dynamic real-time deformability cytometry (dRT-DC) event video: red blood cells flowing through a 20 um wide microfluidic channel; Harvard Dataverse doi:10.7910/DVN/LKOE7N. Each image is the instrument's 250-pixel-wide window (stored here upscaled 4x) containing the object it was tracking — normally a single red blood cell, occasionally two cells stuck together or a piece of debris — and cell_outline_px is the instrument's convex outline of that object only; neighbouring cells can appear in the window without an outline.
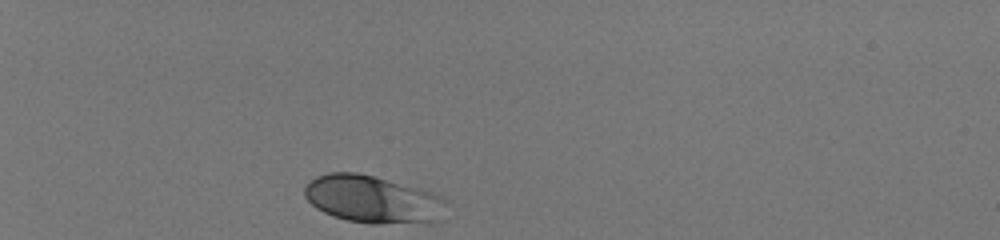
{"species": "human", "species_latin": "Homo sapiens", "temperature_condition": "room temperature", "stored_images_in_passage": 33, "camera_frame_rate_fps": 3000, "um_per_image_px": 0.085, "donor": {"sex": "male"}, "frame": {"image": 1, "passage_image": 1, "time_ms": 0.0, "image_size_px": [1000, 240], "cell_outline_px": [[444, 200], [436, 220], [380, 224], [372, 224], [348, 220], [324, 212], [316, 208], [304, 196], [304, 188], [316, 176], [328, 172], [356, 172], [420, 188]], "centroid_in_image_um": [31.54, 16.92], "position_along_channel_um": 53.5, "area_um2": 37.97}}
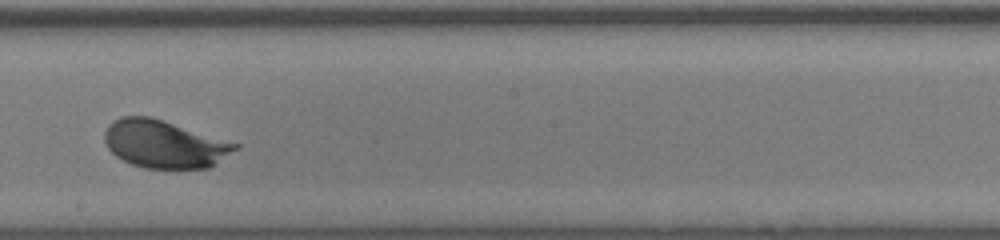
{"frame": {"image": 2, "passage_image": 19, "time_ms": 6.0, "image_size_px": [1000, 240], "cell_outline_px": [[240, 148], [208, 168], [144, 168], [132, 164], [116, 156], [108, 148], [104, 140], [104, 132], [108, 124], [120, 116], [152, 116], [240, 144]], "centroid_in_image_um": [13.97, 12.23], "position_along_channel_um": 234.2, "area_um2": 36.47}}
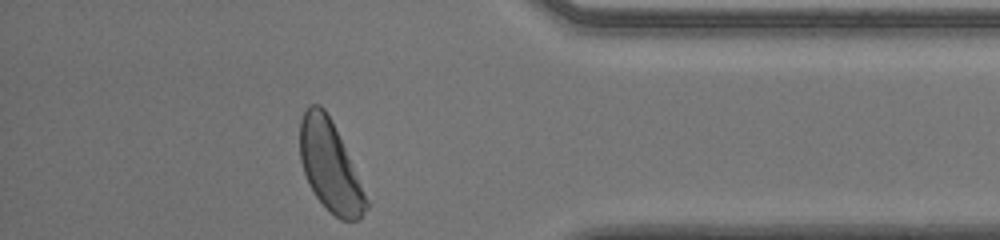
{"frame": {"image": 3, "passage_image": 33, "time_ms": 10.667, "image_size_px": [1000, 240], "cell_outline_px": [[368, 208], [356, 220], [340, 220], [316, 196], [304, 172], [300, 160], [300, 120], [304, 112], [312, 104], [320, 104], [324, 108], [344, 148], [368, 204]], "centroid_in_image_um": [28.0, 14.11], "position_along_channel_um": 407.2, "area_um2": 33.12}, "authors_computed_cell_mechanics": {"area_um2": 36.0094, "velocity_mm_per_s": 3.9497, "shape_relaxation_time_tau1_ms": 1.2953, "shape_relaxation_time_tau2_ms": null, "deformation_change_tau1": 0.1138, "deformation_change_tau2": null}}